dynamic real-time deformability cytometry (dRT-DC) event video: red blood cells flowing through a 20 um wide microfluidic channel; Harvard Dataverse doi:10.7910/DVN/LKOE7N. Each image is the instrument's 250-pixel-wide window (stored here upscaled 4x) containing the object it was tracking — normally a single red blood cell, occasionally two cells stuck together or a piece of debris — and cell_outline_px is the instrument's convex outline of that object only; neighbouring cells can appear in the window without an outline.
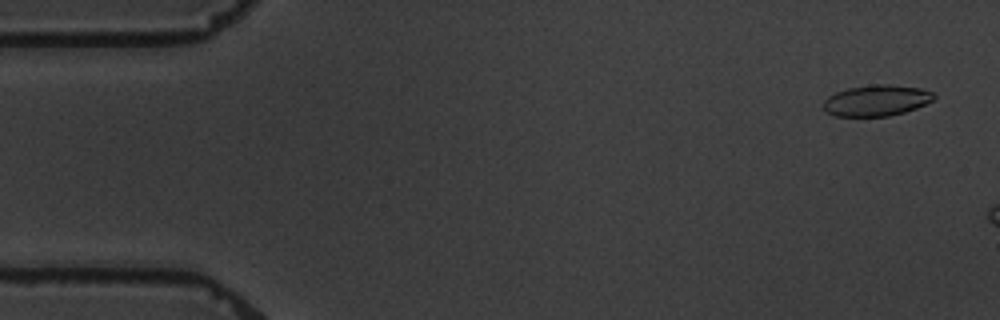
{"species": "common noctule bat (a hibernating species)", "species_latin": "Nyctalus noctula", "temperature_condition": "warm", "stored_images_in_passage": 3, "camera_frame_rate_fps": 3000, "um_per_image_px": 0.085, "animal": {"sex": "male", "body_mass_g": 19.5, "forearm_length_mm": 54.6}, "frame": {"image": 1, "passage_image": 1, "time_ms": 0.0, "image_size_px": [1000, 320], "cell_outline_px": [[936, 96], [932, 100], [916, 108], [904, 112], [888, 116], [836, 116], [828, 112], [820, 104], [828, 96], [836, 92], [848, 88], [872, 84], [888, 84], [920, 88], [932, 92]], "centroid_in_image_um": [74.47, 8.53], "position_along_channel_um": 10.5, "area_um2": 19.94}}